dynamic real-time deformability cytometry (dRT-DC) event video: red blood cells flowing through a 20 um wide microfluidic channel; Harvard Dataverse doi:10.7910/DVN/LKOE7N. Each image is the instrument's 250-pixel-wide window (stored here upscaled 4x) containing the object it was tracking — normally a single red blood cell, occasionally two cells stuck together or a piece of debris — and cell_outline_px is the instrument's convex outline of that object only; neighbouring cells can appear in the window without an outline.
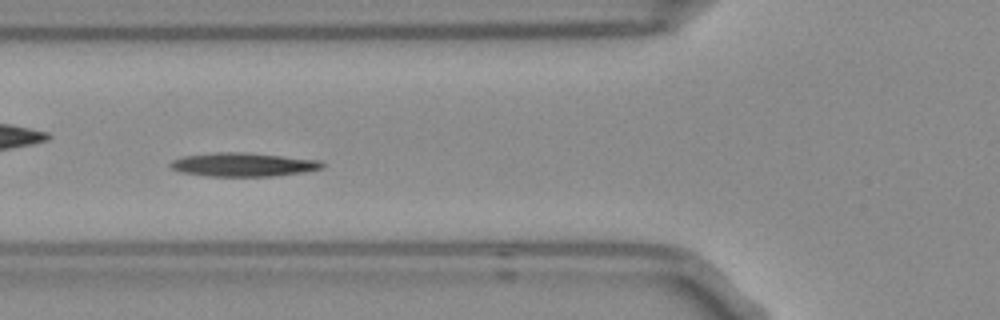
{"species": "Egyptian fruit bat (a non-hibernating species)", "species_latin": "Rousettus aegyptiacus", "temperature_condition": "room temperature", "stored_images_in_passage": 14, "camera_frame_rate_fps": 3000, "um_per_image_px": 0.085, "frame": {"image": 1, "passage_image": 5, "time_ms": 1.333, "image_size_px": [1000, 320], "cell_outline_px": [[324, 168], [276, 176], [204, 176], [180, 172], [172, 168], [168, 164], [172, 160], [184, 156], [216, 152], [244, 152], [320, 160], [324, 164]], "centroid_in_image_um": [20.64, 13.99], "position_along_channel_um": 105.2, "area_um2": 20.92}}
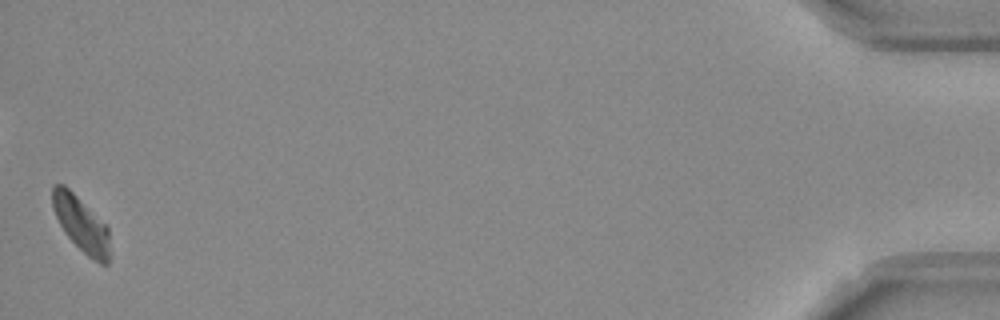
{"frame": {"image": 2, "passage_image": 14, "time_ms": 4.333, "image_size_px": [1000, 320], "cell_outline_px": [[112, 256], [108, 264], [100, 264], [92, 260], [64, 232], [52, 208], [52, 184], [64, 184], [108, 228]], "centroid_in_image_um": [6.92, 19.1], "position_along_channel_um": 428.3, "area_um2": 18.32}}